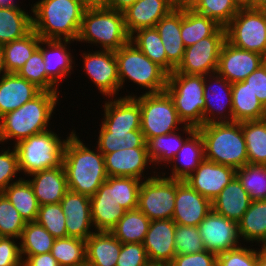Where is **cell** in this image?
Masks as SVG:
<instances>
[{
	"instance_id": "6da1fadb",
	"label": "cell",
	"mask_w": 266,
	"mask_h": 266,
	"mask_svg": "<svg viewBox=\"0 0 266 266\" xmlns=\"http://www.w3.org/2000/svg\"><path fill=\"white\" fill-rule=\"evenodd\" d=\"M72 131L64 148L63 167L68 189L92 197L107 180L104 155L86 147Z\"/></svg>"
},
{
	"instance_id": "7a4b0ae2",
	"label": "cell",
	"mask_w": 266,
	"mask_h": 266,
	"mask_svg": "<svg viewBox=\"0 0 266 266\" xmlns=\"http://www.w3.org/2000/svg\"><path fill=\"white\" fill-rule=\"evenodd\" d=\"M85 10L79 0H41L32 7V29L44 40H77Z\"/></svg>"
},
{
	"instance_id": "3957f363",
	"label": "cell",
	"mask_w": 266,
	"mask_h": 266,
	"mask_svg": "<svg viewBox=\"0 0 266 266\" xmlns=\"http://www.w3.org/2000/svg\"><path fill=\"white\" fill-rule=\"evenodd\" d=\"M56 92L41 91L32 100L0 118V142L16 138V143L47 131L55 105L58 103Z\"/></svg>"
},
{
	"instance_id": "277c9868",
	"label": "cell",
	"mask_w": 266,
	"mask_h": 266,
	"mask_svg": "<svg viewBox=\"0 0 266 266\" xmlns=\"http://www.w3.org/2000/svg\"><path fill=\"white\" fill-rule=\"evenodd\" d=\"M204 142L205 159L235 170L248 164L241 122H216L197 128Z\"/></svg>"
},
{
	"instance_id": "5b68a950",
	"label": "cell",
	"mask_w": 266,
	"mask_h": 266,
	"mask_svg": "<svg viewBox=\"0 0 266 266\" xmlns=\"http://www.w3.org/2000/svg\"><path fill=\"white\" fill-rule=\"evenodd\" d=\"M76 41L99 43L102 50H119L130 41L124 14L107 7L86 8Z\"/></svg>"
},
{
	"instance_id": "8992f818",
	"label": "cell",
	"mask_w": 266,
	"mask_h": 266,
	"mask_svg": "<svg viewBox=\"0 0 266 266\" xmlns=\"http://www.w3.org/2000/svg\"><path fill=\"white\" fill-rule=\"evenodd\" d=\"M204 80L203 75L172 72L165 88L183 124L196 129L204 125Z\"/></svg>"
},
{
	"instance_id": "52a82bcc",
	"label": "cell",
	"mask_w": 266,
	"mask_h": 266,
	"mask_svg": "<svg viewBox=\"0 0 266 266\" xmlns=\"http://www.w3.org/2000/svg\"><path fill=\"white\" fill-rule=\"evenodd\" d=\"M118 64L120 88L128 78L142 87L148 88L146 93L165 91L168 73L157 63L151 61L132 42H128L115 51Z\"/></svg>"
},
{
	"instance_id": "ba28073f",
	"label": "cell",
	"mask_w": 266,
	"mask_h": 266,
	"mask_svg": "<svg viewBox=\"0 0 266 266\" xmlns=\"http://www.w3.org/2000/svg\"><path fill=\"white\" fill-rule=\"evenodd\" d=\"M67 139L61 141L51 130L32 135L15 143L19 170L28 175L62 166Z\"/></svg>"
},
{
	"instance_id": "9c48e42d",
	"label": "cell",
	"mask_w": 266,
	"mask_h": 266,
	"mask_svg": "<svg viewBox=\"0 0 266 266\" xmlns=\"http://www.w3.org/2000/svg\"><path fill=\"white\" fill-rule=\"evenodd\" d=\"M133 97L138 101L141 109L140 130L146 142L156 136L166 135L179 130L180 120L172 98L166 91L160 93H144L140 97Z\"/></svg>"
},
{
	"instance_id": "30bf717a",
	"label": "cell",
	"mask_w": 266,
	"mask_h": 266,
	"mask_svg": "<svg viewBox=\"0 0 266 266\" xmlns=\"http://www.w3.org/2000/svg\"><path fill=\"white\" fill-rule=\"evenodd\" d=\"M226 40L235 47L256 52L266 58V13L241 7L225 27Z\"/></svg>"
},
{
	"instance_id": "8fae6325",
	"label": "cell",
	"mask_w": 266,
	"mask_h": 266,
	"mask_svg": "<svg viewBox=\"0 0 266 266\" xmlns=\"http://www.w3.org/2000/svg\"><path fill=\"white\" fill-rule=\"evenodd\" d=\"M176 199V179L152 176L142 181L137 208L151 221L172 219Z\"/></svg>"
},
{
	"instance_id": "7c38bea8",
	"label": "cell",
	"mask_w": 266,
	"mask_h": 266,
	"mask_svg": "<svg viewBox=\"0 0 266 266\" xmlns=\"http://www.w3.org/2000/svg\"><path fill=\"white\" fill-rule=\"evenodd\" d=\"M225 40L226 29L220 26L211 36L186 47L182 62L173 72L203 76L217 72L219 54Z\"/></svg>"
},
{
	"instance_id": "4fadbf2b",
	"label": "cell",
	"mask_w": 266,
	"mask_h": 266,
	"mask_svg": "<svg viewBox=\"0 0 266 266\" xmlns=\"http://www.w3.org/2000/svg\"><path fill=\"white\" fill-rule=\"evenodd\" d=\"M205 250L216 255L239 247L238 223L211 211L198 225Z\"/></svg>"
},
{
	"instance_id": "5bb4252c",
	"label": "cell",
	"mask_w": 266,
	"mask_h": 266,
	"mask_svg": "<svg viewBox=\"0 0 266 266\" xmlns=\"http://www.w3.org/2000/svg\"><path fill=\"white\" fill-rule=\"evenodd\" d=\"M265 62L263 55L240 49L225 40L220 50L217 72L233 84L244 81Z\"/></svg>"
},
{
	"instance_id": "9a60e30c",
	"label": "cell",
	"mask_w": 266,
	"mask_h": 266,
	"mask_svg": "<svg viewBox=\"0 0 266 266\" xmlns=\"http://www.w3.org/2000/svg\"><path fill=\"white\" fill-rule=\"evenodd\" d=\"M84 68L103 95L114 97L120 89L118 64L113 50L83 53Z\"/></svg>"
},
{
	"instance_id": "2e32d148",
	"label": "cell",
	"mask_w": 266,
	"mask_h": 266,
	"mask_svg": "<svg viewBox=\"0 0 266 266\" xmlns=\"http://www.w3.org/2000/svg\"><path fill=\"white\" fill-rule=\"evenodd\" d=\"M211 201L185 180H176V199L172 220L178 225L198 226L211 211Z\"/></svg>"
},
{
	"instance_id": "e0dca14e",
	"label": "cell",
	"mask_w": 266,
	"mask_h": 266,
	"mask_svg": "<svg viewBox=\"0 0 266 266\" xmlns=\"http://www.w3.org/2000/svg\"><path fill=\"white\" fill-rule=\"evenodd\" d=\"M235 176L234 168L204 159L185 181L212 201Z\"/></svg>"
},
{
	"instance_id": "ac0fdd59",
	"label": "cell",
	"mask_w": 266,
	"mask_h": 266,
	"mask_svg": "<svg viewBox=\"0 0 266 266\" xmlns=\"http://www.w3.org/2000/svg\"><path fill=\"white\" fill-rule=\"evenodd\" d=\"M60 205L66 216L67 237L87 240L94 233L90 231L93 227L90 197L69 190Z\"/></svg>"
},
{
	"instance_id": "d6986e66",
	"label": "cell",
	"mask_w": 266,
	"mask_h": 266,
	"mask_svg": "<svg viewBox=\"0 0 266 266\" xmlns=\"http://www.w3.org/2000/svg\"><path fill=\"white\" fill-rule=\"evenodd\" d=\"M175 229L176 223L172 219L150 222L143 242L149 262L170 263L174 259Z\"/></svg>"
},
{
	"instance_id": "ffe728a7",
	"label": "cell",
	"mask_w": 266,
	"mask_h": 266,
	"mask_svg": "<svg viewBox=\"0 0 266 266\" xmlns=\"http://www.w3.org/2000/svg\"><path fill=\"white\" fill-rule=\"evenodd\" d=\"M90 201L92 225L97 231L110 232L126 212L124 207L115 203L113 176H108L96 193L90 197Z\"/></svg>"
},
{
	"instance_id": "44dd1931",
	"label": "cell",
	"mask_w": 266,
	"mask_h": 266,
	"mask_svg": "<svg viewBox=\"0 0 266 266\" xmlns=\"http://www.w3.org/2000/svg\"><path fill=\"white\" fill-rule=\"evenodd\" d=\"M167 55V73H172L182 62L185 45L181 37V8L172 9L155 25Z\"/></svg>"
},
{
	"instance_id": "7402d4cb",
	"label": "cell",
	"mask_w": 266,
	"mask_h": 266,
	"mask_svg": "<svg viewBox=\"0 0 266 266\" xmlns=\"http://www.w3.org/2000/svg\"><path fill=\"white\" fill-rule=\"evenodd\" d=\"M108 176L141 179L148 163H152L147 148H129L103 154Z\"/></svg>"
},
{
	"instance_id": "603a6c76",
	"label": "cell",
	"mask_w": 266,
	"mask_h": 266,
	"mask_svg": "<svg viewBox=\"0 0 266 266\" xmlns=\"http://www.w3.org/2000/svg\"><path fill=\"white\" fill-rule=\"evenodd\" d=\"M28 180L40 206L60 203L69 191L63 165L30 174Z\"/></svg>"
},
{
	"instance_id": "cb8c5ba5",
	"label": "cell",
	"mask_w": 266,
	"mask_h": 266,
	"mask_svg": "<svg viewBox=\"0 0 266 266\" xmlns=\"http://www.w3.org/2000/svg\"><path fill=\"white\" fill-rule=\"evenodd\" d=\"M0 77V118L32 100L42 90L17 73H5Z\"/></svg>"
},
{
	"instance_id": "d4e9b609",
	"label": "cell",
	"mask_w": 266,
	"mask_h": 266,
	"mask_svg": "<svg viewBox=\"0 0 266 266\" xmlns=\"http://www.w3.org/2000/svg\"><path fill=\"white\" fill-rule=\"evenodd\" d=\"M215 74H217V75L214 76ZM212 75H213V77H212L213 80H216L215 81L216 83L214 82V84H213L214 87L212 86V84L210 86L207 85V79L206 78L208 75L205 76V80H204V97H203L205 100L204 124H210V123H216V122H221V123L222 122H233L232 84L230 82H228L224 77H222L218 72H214V73H212ZM214 77H216V78H214ZM216 86L219 89L221 88V90H219ZM225 97H226V99H225ZM224 100H226V102H224ZM227 106L229 107V111L227 113L228 117H227V115L225 116V113H223V110ZM214 111H216L217 113ZM214 114L221 115V116L218 119V117L217 116L215 117Z\"/></svg>"
},
{
	"instance_id": "484cf974",
	"label": "cell",
	"mask_w": 266,
	"mask_h": 266,
	"mask_svg": "<svg viewBox=\"0 0 266 266\" xmlns=\"http://www.w3.org/2000/svg\"><path fill=\"white\" fill-rule=\"evenodd\" d=\"M172 9L174 7L167 0H137L123 12L128 34L131 36L142 28H155Z\"/></svg>"
},
{
	"instance_id": "4316f807",
	"label": "cell",
	"mask_w": 266,
	"mask_h": 266,
	"mask_svg": "<svg viewBox=\"0 0 266 266\" xmlns=\"http://www.w3.org/2000/svg\"><path fill=\"white\" fill-rule=\"evenodd\" d=\"M183 130L188 133V138L175 155L173 163L181 162V166L177 164L172 166V175L168 178L176 180H185L188 178L205 159L204 142L200 132L189 125H183Z\"/></svg>"
},
{
	"instance_id": "83f0119b",
	"label": "cell",
	"mask_w": 266,
	"mask_h": 266,
	"mask_svg": "<svg viewBox=\"0 0 266 266\" xmlns=\"http://www.w3.org/2000/svg\"><path fill=\"white\" fill-rule=\"evenodd\" d=\"M103 107L105 118L101 125L105 129L140 130L141 109L133 96L106 101Z\"/></svg>"
},
{
	"instance_id": "f1b7e54d",
	"label": "cell",
	"mask_w": 266,
	"mask_h": 266,
	"mask_svg": "<svg viewBox=\"0 0 266 266\" xmlns=\"http://www.w3.org/2000/svg\"><path fill=\"white\" fill-rule=\"evenodd\" d=\"M251 199L235 176L212 201V210L229 220L239 222L248 210Z\"/></svg>"
},
{
	"instance_id": "f546056e",
	"label": "cell",
	"mask_w": 266,
	"mask_h": 266,
	"mask_svg": "<svg viewBox=\"0 0 266 266\" xmlns=\"http://www.w3.org/2000/svg\"><path fill=\"white\" fill-rule=\"evenodd\" d=\"M122 243L107 231H95L86 240L87 266H116Z\"/></svg>"
},
{
	"instance_id": "4dcf8cb0",
	"label": "cell",
	"mask_w": 266,
	"mask_h": 266,
	"mask_svg": "<svg viewBox=\"0 0 266 266\" xmlns=\"http://www.w3.org/2000/svg\"><path fill=\"white\" fill-rule=\"evenodd\" d=\"M64 44H63V43ZM70 43V40H44L42 44H46L48 48L41 46V52L44 59V69L46 71V77L57 87L58 81L71 73L72 56L71 53L66 50V44ZM50 48V49H49ZM71 56V57H70Z\"/></svg>"
},
{
	"instance_id": "1f68e13d",
	"label": "cell",
	"mask_w": 266,
	"mask_h": 266,
	"mask_svg": "<svg viewBox=\"0 0 266 266\" xmlns=\"http://www.w3.org/2000/svg\"><path fill=\"white\" fill-rule=\"evenodd\" d=\"M233 122L262 120L266 108L250 90L245 81L232 84Z\"/></svg>"
},
{
	"instance_id": "d6a6232c",
	"label": "cell",
	"mask_w": 266,
	"mask_h": 266,
	"mask_svg": "<svg viewBox=\"0 0 266 266\" xmlns=\"http://www.w3.org/2000/svg\"><path fill=\"white\" fill-rule=\"evenodd\" d=\"M32 30L31 15L19 7H0V45L21 39Z\"/></svg>"
},
{
	"instance_id": "836d02e7",
	"label": "cell",
	"mask_w": 266,
	"mask_h": 266,
	"mask_svg": "<svg viewBox=\"0 0 266 266\" xmlns=\"http://www.w3.org/2000/svg\"><path fill=\"white\" fill-rule=\"evenodd\" d=\"M220 25L190 7L181 8V37L185 47L211 36Z\"/></svg>"
},
{
	"instance_id": "e575fe53",
	"label": "cell",
	"mask_w": 266,
	"mask_h": 266,
	"mask_svg": "<svg viewBox=\"0 0 266 266\" xmlns=\"http://www.w3.org/2000/svg\"><path fill=\"white\" fill-rule=\"evenodd\" d=\"M97 150L103 154L129 148H147L141 130L105 129L101 126Z\"/></svg>"
},
{
	"instance_id": "d590c367",
	"label": "cell",
	"mask_w": 266,
	"mask_h": 266,
	"mask_svg": "<svg viewBox=\"0 0 266 266\" xmlns=\"http://www.w3.org/2000/svg\"><path fill=\"white\" fill-rule=\"evenodd\" d=\"M2 193L17 209L26 223L36 221L40 205L28 180L19 178Z\"/></svg>"
},
{
	"instance_id": "8d00e7d4",
	"label": "cell",
	"mask_w": 266,
	"mask_h": 266,
	"mask_svg": "<svg viewBox=\"0 0 266 266\" xmlns=\"http://www.w3.org/2000/svg\"><path fill=\"white\" fill-rule=\"evenodd\" d=\"M41 40L42 38L32 30L25 37L2 45L6 72L17 73L39 47Z\"/></svg>"
},
{
	"instance_id": "74e56055",
	"label": "cell",
	"mask_w": 266,
	"mask_h": 266,
	"mask_svg": "<svg viewBox=\"0 0 266 266\" xmlns=\"http://www.w3.org/2000/svg\"><path fill=\"white\" fill-rule=\"evenodd\" d=\"M151 220L138 208L127 210L110 231L121 243H143Z\"/></svg>"
},
{
	"instance_id": "f35d334b",
	"label": "cell",
	"mask_w": 266,
	"mask_h": 266,
	"mask_svg": "<svg viewBox=\"0 0 266 266\" xmlns=\"http://www.w3.org/2000/svg\"><path fill=\"white\" fill-rule=\"evenodd\" d=\"M239 236L244 240L262 242L266 239V200H253L238 222Z\"/></svg>"
},
{
	"instance_id": "ab89813d",
	"label": "cell",
	"mask_w": 266,
	"mask_h": 266,
	"mask_svg": "<svg viewBox=\"0 0 266 266\" xmlns=\"http://www.w3.org/2000/svg\"><path fill=\"white\" fill-rule=\"evenodd\" d=\"M248 164L266 165V118L241 122Z\"/></svg>"
},
{
	"instance_id": "60d3db41",
	"label": "cell",
	"mask_w": 266,
	"mask_h": 266,
	"mask_svg": "<svg viewBox=\"0 0 266 266\" xmlns=\"http://www.w3.org/2000/svg\"><path fill=\"white\" fill-rule=\"evenodd\" d=\"M20 253L22 260L25 255L50 253L55 238L40 224L27 222L21 236ZM24 255V256H23Z\"/></svg>"
},
{
	"instance_id": "b9f144b4",
	"label": "cell",
	"mask_w": 266,
	"mask_h": 266,
	"mask_svg": "<svg viewBox=\"0 0 266 266\" xmlns=\"http://www.w3.org/2000/svg\"><path fill=\"white\" fill-rule=\"evenodd\" d=\"M59 266L86 265V240L73 237L56 238L50 252Z\"/></svg>"
},
{
	"instance_id": "7bdbcfd3",
	"label": "cell",
	"mask_w": 266,
	"mask_h": 266,
	"mask_svg": "<svg viewBox=\"0 0 266 266\" xmlns=\"http://www.w3.org/2000/svg\"><path fill=\"white\" fill-rule=\"evenodd\" d=\"M135 34L136 36H133ZM130 42L167 72V55L156 28H142L135 31L130 36Z\"/></svg>"
},
{
	"instance_id": "ee69618b",
	"label": "cell",
	"mask_w": 266,
	"mask_h": 266,
	"mask_svg": "<svg viewBox=\"0 0 266 266\" xmlns=\"http://www.w3.org/2000/svg\"><path fill=\"white\" fill-rule=\"evenodd\" d=\"M190 8L225 28L241 6L236 0H197Z\"/></svg>"
},
{
	"instance_id": "f6af8a7d",
	"label": "cell",
	"mask_w": 266,
	"mask_h": 266,
	"mask_svg": "<svg viewBox=\"0 0 266 266\" xmlns=\"http://www.w3.org/2000/svg\"><path fill=\"white\" fill-rule=\"evenodd\" d=\"M185 140L175 131L153 137L147 141L148 155L152 163H172Z\"/></svg>"
},
{
	"instance_id": "bcb514c9",
	"label": "cell",
	"mask_w": 266,
	"mask_h": 266,
	"mask_svg": "<svg viewBox=\"0 0 266 266\" xmlns=\"http://www.w3.org/2000/svg\"><path fill=\"white\" fill-rule=\"evenodd\" d=\"M236 177L252 201L266 200V165L246 164L236 170Z\"/></svg>"
},
{
	"instance_id": "7dc6e473",
	"label": "cell",
	"mask_w": 266,
	"mask_h": 266,
	"mask_svg": "<svg viewBox=\"0 0 266 266\" xmlns=\"http://www.w3.org/2000/svg\"><path fill=\"white\" fill-rule=\"evenodd\" d=\"M40 45H43L42 40L39 43V47L33 52L24 66L18 70L17 74L21 78L34 83L42 91L58 93V88L46 77V71L44 69L45 64Z\"/></svg>"
},
{
	"instance_id": "c3c4849f",
	"label": "cell",
	"mask_w": 266,
	"mask_h": 266,
	"mask_svg": "<svg viewBox=\"0 0 266 266\" xmlns=\"http://www.w3.org/2000/svg\"><path fill=\"white\" fill-rule=\"evenodd\" d=\"M25 225L26 222L17 209L0 192V236L20 239Z\"/></svg>"
},
{
	"instance_id": "681fc988",
	"label": "cell",
	"mask_w": 266,
	"mask_h": 266,
	"mask_svg": "<svg viewBox=\"0 0 266 266\" xmlns=\"http://www.w3.org/2000/svg\"><path fill=\"white\" fill-rule=\"evenodd\" d=\"M65 214L60 203L39 206L36 222L55 239L67 237Z\"/></svg>"
},
{
	"instance_id": "f907efd6",
	"label": "cell",
	"mask_w": 266,
	"mask_h": 266,
	"mask_svg": "<svg viewBox=\"0 0 266 266\" xmlns=\"http://www.w3.org/2000/svg\"><path fill=\"white\" fill-rule=\"evenodd\" d=\"M140 179L132 177L113 176V197L115 203L124 207L125 210L136 209L138 195L141 186Z\"/></svg>"
},
{
	"instance_id": "816d5d0a",
	"label": "cell",
	"mask_w": 266,
	"mask_h": 266,
	"mask_svg": "<svg viewBox=\"0 0 266 266\" xmlns=\"http://www.w3.org/2000/svg\"><path fill=\"white\" fill-rule=\"evenodd\" d=\"M174 240L176 255L194 254L205 250L198 226L176 224Z\"/></svg>"
},
{
	"instance_id": "f5cc1de1",
	"label": "cell",
	"mask_w": 266,
	"mask_h": 266,
	"mask_svg": "<svg viewBox=\"0 0 266 266\" xmlns=\"http://www.w3.org/2000/svg\"><path fill=\"white\" fill-rule=\"evenodd\" d=\"M216 266H257V251L237 247L217 255Z\"/></svg>"
},
{
	"instance_id": "db71d44e",
	"label": "cell",
	"mask_w": 266,
	"mask_h": 266,
	"mask_svg": "<svg viewBox=\"0 0 266 266\" xmlns=\"http://www.w3.org/2000/svg\"><path fill=\"white\" fill-rule=\"evenodd\" d=\"M149 263L143 243H122L116 266H147Z\"/></svg>"
},
{
	"instance_id": "11a10c76",
	"label": "cell",
	"mask_w": 266,
	"mask_h": 266,
	"mask_svg": "<svg viewBox=\"0 0 266 266\" xmlns=\"http://www.w3.org/2000/svg\"><path fill=\"white\" fill-rule=\"evenodd\" d=\"M18 157L15 149L0 153V192H3L11 183L13 177L19 172Z\"/></svg>"
},
{
	"instance_id": "9f6ffc18",
	"label": "cell",
	"mask_w": 266,
	"mask_h": 266,
	"mask_svg": "<svg viewBox=\"0 0 266 266\" xmlns=\"http://www.w3.org/2000/svg\"><path fill=\"white\" fill-rule=\"evenodd\" d=\"M170 264L171 266H216L217 255L207 250L194 254L176 255Z\"/></svg>"
},
{
	"instance_id": "6f0895ef",
	"label": "cell",
	"mask_w": 266,
	"mask_h": 266,
	"mask_svg": "<svg viewBox=\"0 0 266 266\" xmlns=\"http://www.w3.org/2000/svg\"><path fill=\"white\" fill-rule=\"evenodd\" d=\"M11 239L14 238L0 236V266H21L23 264L20 246Z\"/></svg>"
},
{
	"instance_id": "680465c9",
	"label": "cell",
	"mask_w": 266,
	"mask_h": 266,
	"mask_svg": "<svg viewBox=\"0 0 266 266\" xmlns=\"http://www.w3.org/2000/svg\"><path fill=\"white\" fill-rule=\"evenodd\" d=\"M244 81L266 108V62L246 77Z\"/></svg>"
},
{
	"instance_id": "91938a15",
	"label": "cell",
	"mask_w": 266,
	"mask_h": 266,
	"mask_svg": "<svg viewBox=\"0 0 266 266\" xmlns=\"http://www.w3.org/2000/svg\"><path fill=\"white\" fill-rule=\"evenodd\" d=\"M24 266H59L57 260L51 253L27 256L23 260Z\"/></svg>"
},
{
	"instance_id": "94428289",
	"label": "cell",
	"mask_w": 266,
	"mask_h": 266,
	"mask_svg": "<svg viewBox=\"0 0 266 266\" xmlns=\"http://www.w3.org/2000/svg\"><path fill=\"white\" fill-rule=\"evenodd\" d=\"M136 1L137 0H107L105 7L123 13L131 5H133Z\"/></svg>"
},
{
	"instance_id": "6125c7cd",
	"label": "cell",
	"mask_w": 266,
	"mask_h": 266,
	"mask_svg": "<svg viewBox=\"0 0 266 266\" xmlns=\"http://www.w3.org/2000/svg\"><path fill=\"white\" fill-rule=\"evenodd\" d=\"M86 8L105 7L107 0H79Z\"/></svg>"
},
{
	"instance_id": "be15d7a7",
	"label": "cell",
	"mask_w": 266,
	"mask_h": 266,
	"mask_svg": "<svg viewBox=\"0 0 266 266\" xmlns=\"http://www.w3.org/2000/svg\"><path fill=\"white\" fill-rule=\"evenodd\" d=\"M246 7L256 10H265L266 0H250V3Z\"/></svg>"
},
{
	"instance_id": "e7e4bbea",
	"label": "cell",
	"mask_w": 266,
	"mask_h": 266,
	"mask_svg": "<svg viewBox=\"0 0 266 266\" xmlns=\"http://www.w3.org/2000/svg\"><path fill=\"white\" fill-rule=\"evenodd\" d=\"M174 8L190 7V0H167Z\"/></svg>"
},
{
	"instance_id": "03108f58",
	"label": "cell",
	"mask_w": 266,
	"mask_h": 266,
	"mask_svg": "<svg viewBox=\"0 0 266 266\" xmlns=\"http://www.w3.org/2000/svg\"><path fill=\"white\" fill-rule=\"evenodd\" d=\"M4 75L6 72L5 66H4V58H3V48L2 45H0V74Z\"/></svg>"
},
{
	"instance_id": "003e7915",
	"label": "cell",
	"mask_w": 266,
	"mask_h": 266,
	"mask_svg": "<svg viewBox=\"0 0 266 266\" xmlns=\"http://www.w3.org/2000/svg\"><path fill=\"white\" fill-rule=\"evenodd\" d=\"M257 266H266V257L257 251Z\"/></svg>"
},
{
	"instance_id": "a7ac6f4b",
	"label": "cell",
	"mask_w": 266,
	"mask_h": 266,
	"mask_svg": "<svg viewBox=\"0 0 266 266\" xmlns=\"http://www.w3.org/2000/svg\"><path fill=\"white\" fill-rule=\"evenodd\" d=\"M0 7H18L12 0H0Z\"/></svg>"
},
{
	"instance_id": "89a4df30",
	"label": "cell",
	"mask_w": 266,
	"mask_h": 266,
	"mask_svg": "<svg viewBox=\"0 0 266 266\" xmlns=\"http://www.w3.org/2000/svg\"><path fill=\"white\" fill-rule=\"evenodd\" d=\"M262 249L258 250L264 257H266V239L262 241L261 243Z\"/></svg>"
},
{
	"instance_id": "2644e50d",
	"label": "cell",
	"mask_w": 266,
	"mask_h": 266,
	"mask_svg": "<svg viewBox=\"0 0 266 266\" xmlns=\"http://www.w3.org/2000/svg\"><path fill=\"white\" fill-rule=\"evenodd\" d=\"M147 266H171V264L161 262H150Z\"/></svg>"
},
{
	"instance_id": "8c879c8a",
	"label": "cell",
	"mask_w": 266,
	"mask_h": 266,
	"mask_svg": "<svg viewBox=\"0 0 266 266\" xmlns=\"http://www.w3.org/2000/svg\"><path fill=\"white\" fill-rule=\"evenodd\" d=\"M241 7H246L249 3H250V0H236Z\"/></svg>"
},
{
	"instance_id": "753ad0ef",
	"label": "cell",
	"mask_w": 266,
	"mask_h": 266,
	"mask_svg": "<svg viewBox=\"0 0 266 266\" xmlns=\"http://www.w3.org/2000/svg\"><path fill=\"white\" fill-rule=\"evenodd\" d=\"M197 0H190V7L196 2Z\"/></svg>"
}]
</instances>
